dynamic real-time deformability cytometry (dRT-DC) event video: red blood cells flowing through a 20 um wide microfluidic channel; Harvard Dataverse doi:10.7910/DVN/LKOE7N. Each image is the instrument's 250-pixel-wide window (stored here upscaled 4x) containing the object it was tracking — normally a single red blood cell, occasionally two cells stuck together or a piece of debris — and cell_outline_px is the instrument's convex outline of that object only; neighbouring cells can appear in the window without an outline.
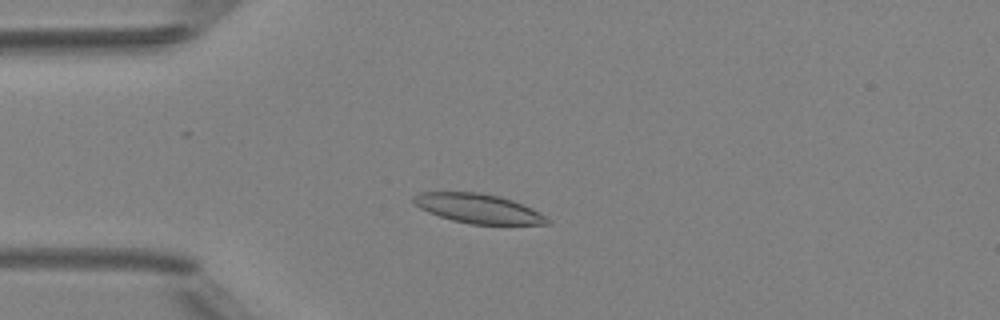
{"species": "Egyptian fruit bat (a non-hibernating species)", "species_latin": "Rousettus aegyptiacus", "temperature_condition": "room temperature", "stored_images_in_passage": 49, "camera_frame_rate_fps": 3000, "um_per_image_px": 0.085, "animal": {"sex": "female"}, "frame": {"image": 1, "passage_image": 12, "time_ms": 3.667, "image_size_px": [1000, 320], "cell_outline_px": [[552, 224], [468, 224], [452, 220], [428, 212], [420, 208], [412, 200], [412, 196], [420, 192], [476, 192], [500, 196], [512, 200], [532, 208], [540, 212], [552, 220]], "centroid_in_image_um": [40.68, 17.73], "position_along_channel_um": 44.3, "area_um2": 22.95}}
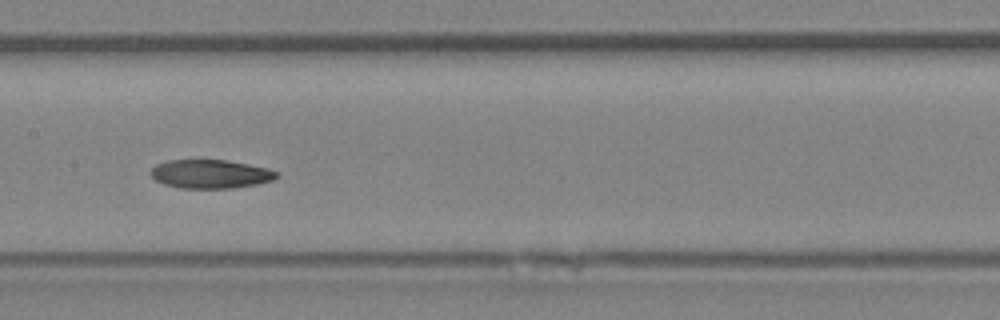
{"frame": {"image": 2, "passage_image": 24, "time_ms": 7.667, "image_size_px": [1000, 320], "cell_outline_px": [[280, 176], [272, 180], [256, 184], [232, 188], [180, 188], [164, 184], [156, 180], [148, 172], [156, 164], [168, 160], [228, 160], [268, 168], [280, 172]], "centroid_in_image_um": [17.9, 14.78], "position_along_channel_um": 189.5, "area_um2": 21.15}}
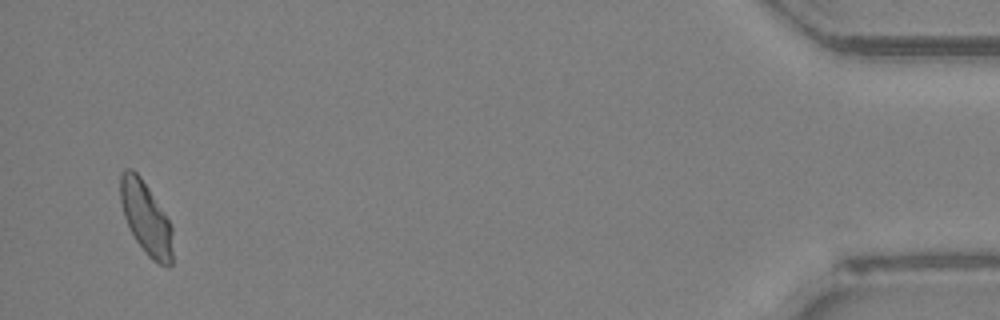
{"frame": {"image": 3, "passage_image": 47, "time_ms": 15.333, "image_size_px": [1000, 320], "cell_outline_px": [[172, 264], [168, 268], [152, 260], [148, 256], [136, 240], [128, 228], [124, 216], [120, 200], [120, 176], [124, 168], [132, 168], [140, 176], [148, 188], [168, 220], [172, 228]], "centroid_in_image_um": [12.39, 18.55], "position_along_channel_um": 422.8, "area_um2": 22.02}}